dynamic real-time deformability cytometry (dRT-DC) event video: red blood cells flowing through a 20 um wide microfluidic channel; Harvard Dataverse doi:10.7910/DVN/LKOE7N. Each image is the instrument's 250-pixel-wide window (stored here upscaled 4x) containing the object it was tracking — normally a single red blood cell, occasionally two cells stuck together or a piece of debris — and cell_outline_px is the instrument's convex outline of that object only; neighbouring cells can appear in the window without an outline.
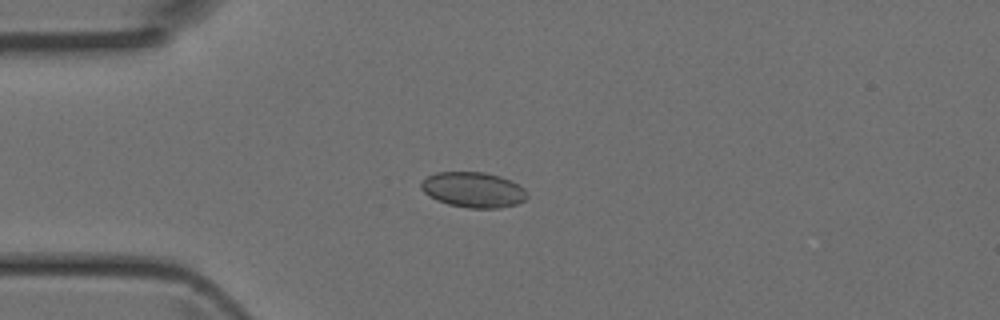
{"species": "Egyptian fruit bat (a non-hibernating species)", "species_latin": "Rousettus aegyptiacus", "temperature_condition": "room temperature", "stored_images_in_passage": 45, "camera_frame_rate_fps": 3000, "um_per_image_px": 0.085, "animal": {"sex": "female"}, "frame": {"image": 1, "passage_image": 10, "time_ms": 3.0, "image_size_px": [1000, 320], "cell_outline_px": [[528, 196], [524, 200], [516, 204], [500, 208], [468, 208], [448, 204], [436, 200], [428, 196], [420, 188], [420, 180], [436, 172], [484, 172], [500, 176], [512, 180], [524, 188]], "centroid_in_image_um": [40.21, 16.13], "position_along_channel_um": 44.8, "area_um2": 22.08}}
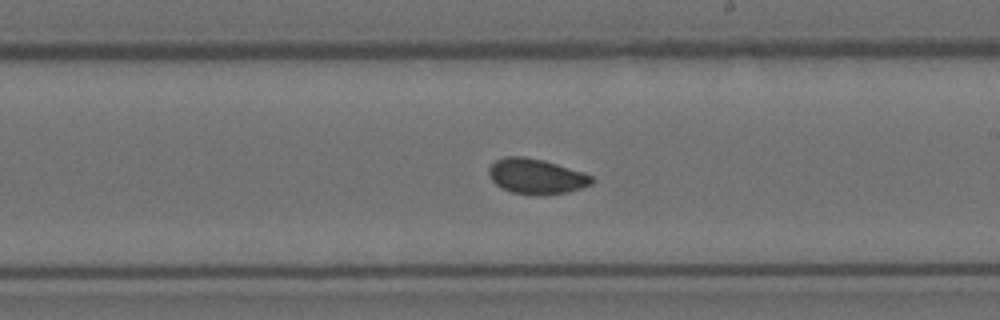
{"frame": {"image": 2, "passage_image": 25, "time_ms": 8.0, "image_size_px": [1000, 320], "cell_outline_px": [[596, 180], [592, 184], [568, 192], [540, 196], [536, 196], [512, 192], [496, 184], [488, 176], [488, 168], [496, 160], [504, 156], [524, 156], [544, 160], [584, 172], [592, 176]], "centroid_in_image_um": [45.6, 14.99], "position_along_channel_um": 243.4, "area_um2": 21.39}}
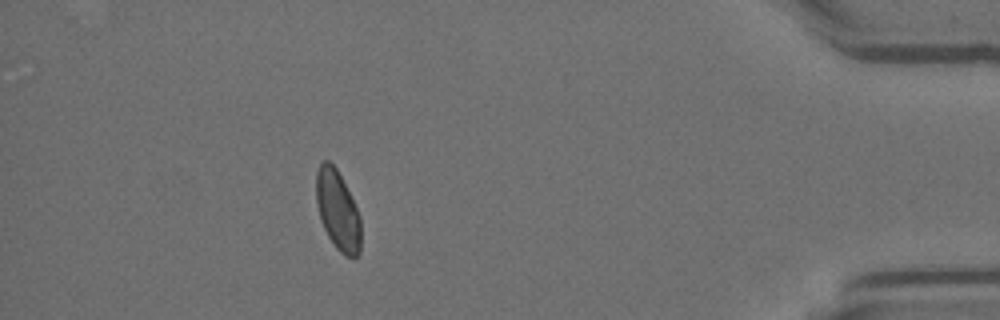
{"frame": {"image": 3, "passage_image": 40, "time_ms": 13.0, "image_size_px": [1000, 320], "cell_outline_px": [[360, 252], [352, 260], [344, 256], [336, 248], [328, 236], [320, 220], [316, 204], [316, 172], [320, 164], [324, 160], [328, 160], [336, 168], [360, 216]], "centroid_in_image_um": [28.69, 17.93], "position_along_channel_um": 406.5, "area_um2": 20.63}}